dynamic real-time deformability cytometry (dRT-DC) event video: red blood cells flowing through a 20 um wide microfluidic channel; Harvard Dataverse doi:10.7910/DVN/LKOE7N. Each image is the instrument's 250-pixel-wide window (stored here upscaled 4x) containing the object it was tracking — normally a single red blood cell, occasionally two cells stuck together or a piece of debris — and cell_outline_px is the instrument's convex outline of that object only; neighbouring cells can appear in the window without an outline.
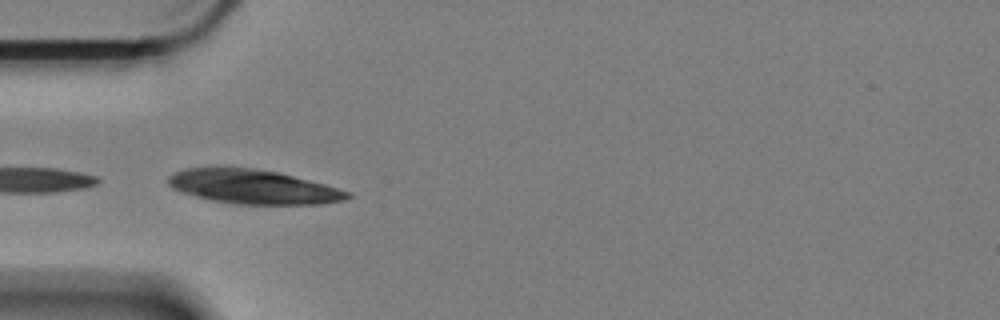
{"species": "Egyptian fruit bat (a non-hibernating species)", "species_latin": "Rousettus aegyptiacus", "temperature_condition": "cold", "stored_images_in_passage": 9, "camera_frame_rate_fps": 3000, "um_per_image_px": 0.085, "animal": {"sex": "female"}, "frame": {"image": 1, "passage_image": 7, "time_ms": 2.0, "image_size_px": [1000, 320], "cell_outline_px": [[352, 196], [344, 200], [320, 204], [236, 204], [208, 200], [180, 192], [172, 188], [168, 184], [168, 176], [176, 172], [188, 168], [252, 168], [276, 172], [324, 184], [352, 192]], "centroid_in_image_um": [21.51, 15.89], "position_along_channel_um": 63.5, "area_um2": 35.43}}